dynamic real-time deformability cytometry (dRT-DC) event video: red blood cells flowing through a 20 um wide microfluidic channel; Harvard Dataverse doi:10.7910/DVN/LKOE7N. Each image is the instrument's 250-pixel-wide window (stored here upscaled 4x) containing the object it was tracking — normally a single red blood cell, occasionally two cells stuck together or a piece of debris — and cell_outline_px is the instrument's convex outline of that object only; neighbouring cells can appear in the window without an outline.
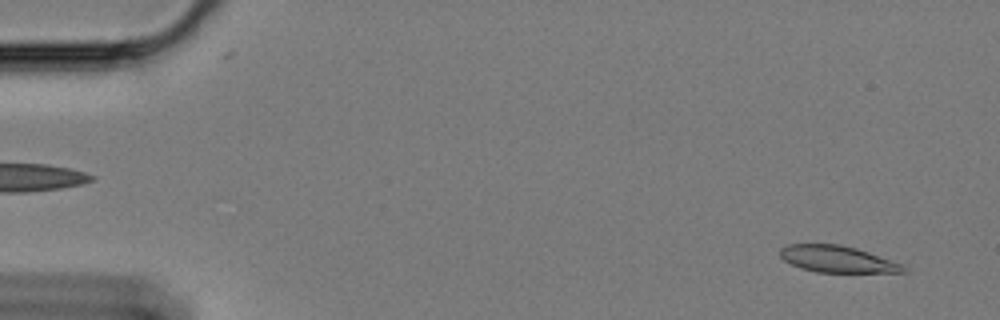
{"species": "Egyptian fruit bat (a non-hibernating species)", "species_latin": "Rousettus aegyptiacus", "temperature_condition": "cold", "stored_images_in_passage": 59, "camera_frame_rate_fps": 3000, "um_per_image_px": 0.085, "animal": {"sex": "female"}, "frame": {"image": 1, "passage_image": 3, "time_ms": 0.667, "image_size_px": [1000, 320], "cell_outline_px": [[908, 272], [816, 272], [800, 268], [784, 260], [780, 256], [780, 248], [788, 244], [840, 244], [856, 248], [904, 264]], "centroid_in_image_um": [71.18, 22.02], "position_along_channel_um": 13.8, "area_um2": 19.13}}
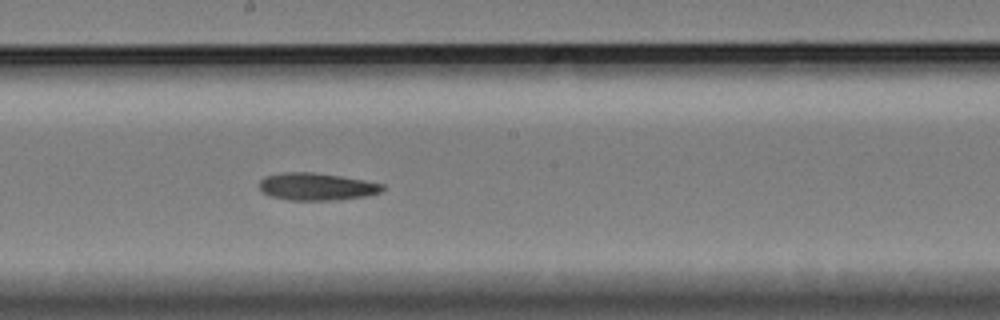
{"frame": {"image": 2, "passage_image": 32, "time_ms": 10.333, "image_size_px": [1000, 320], "cell_outline_px": [[384, 188], [380, 192], [368, 196], [336, 200], [288, 200], [272, 196], [264, 192], [260, 188], [260, 180], [268, 176], [284, 172], [312, 172], [340, 176], [364, 180], [384, 184]], "centroid_in_image_um": [26.95, 15.87], "position_along_channel_um": 221.2, "area_um2": 19.48}}
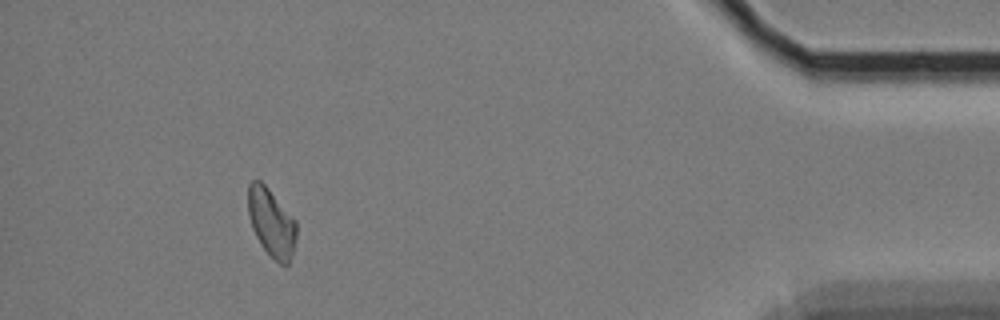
{"frame": {"image": 3, "passage_image": 54, "time_ms": 17.667, "image_size_px": [1000, 320], "cell_outline_px": [[296, 236], [292, 252], [288, 264], [280, 264], [260, 244], [252, 228], [248, 212], [248, 184], [252, 180], [260, 180], [268, 188], [296, 220]], "centroid_in_image_um": [23.05, 18.88], "position_along_channel_um": 412.1, "area_um2": 18.9}}